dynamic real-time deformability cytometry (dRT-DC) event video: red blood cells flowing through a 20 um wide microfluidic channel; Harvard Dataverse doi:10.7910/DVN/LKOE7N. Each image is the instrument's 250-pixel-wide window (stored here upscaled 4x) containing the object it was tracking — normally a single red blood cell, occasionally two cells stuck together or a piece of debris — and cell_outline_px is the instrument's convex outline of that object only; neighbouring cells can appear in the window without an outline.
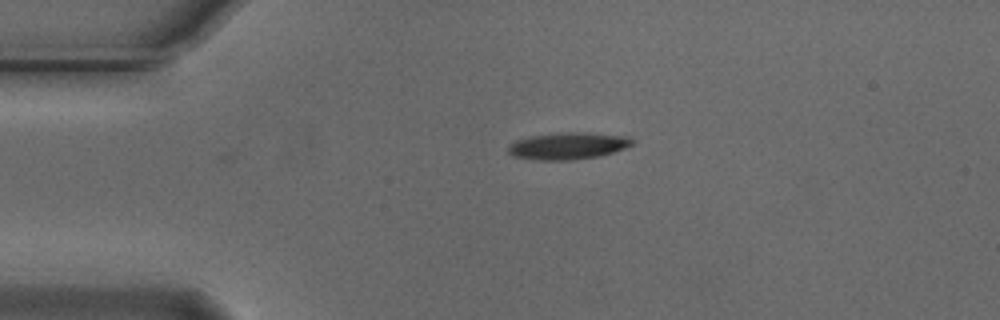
{"species": "Egyptian fruit bat (a non-hibernating species)", "species_latin": "Rousettus aegyptiacus", "temperature_condition": "cold", "stored_images_in_passage": 40, "camera_frame_rate_fps": 3000, "um_per_image_px": 0.085, "animal": {"sex": "male"}, "frame": {"image": 1, "passage_image": 1, "time_ms": 0.0, "image_size_px": [1000, 320], "cell_outline_px": [[636, 140], [632, 144], [624, 148], [600, 156], [568, 160], [540, 160], [512, 156], [508, 152], [508, 148], [516, 140], [532, 136], [560, 132], [588, 132], [628, 136]], "centroid_in_image_um": [48.31, 12.39], "position_along_channel_um": 36.7, "area_um2": 19.42}}
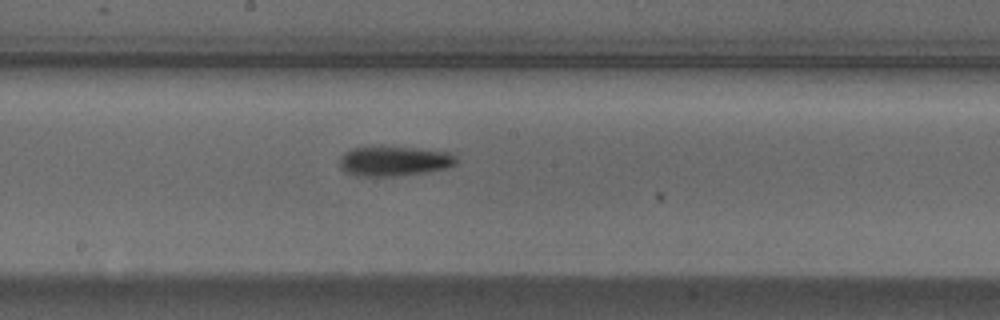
{"frame": {"image": 2, "passage_image": 18, "time_ms": 5.667, "image_size_px": [1000, 320], "cell_outline_px": [[456, 164], [448, 168], [428, 172], [392, 176], [356, 176], [340, 168], [340, 156], [344, 152], [352, 148], [416, 148], [448, 152], [456, 156]], "centroid_in_image_um": [33.52, 13.71], "position_along_channel_um": 214.7, "area_um2": 19.94}}
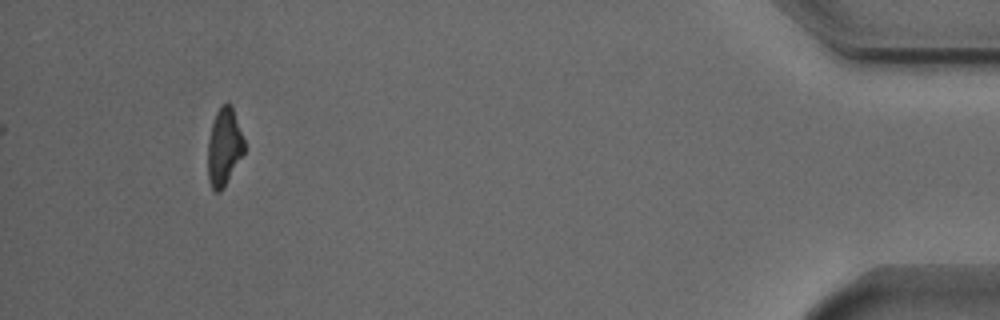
{"frame": {"image": 3, "passage_image": 40, "time_ms": 13.0, "image_size_px": [1000, 320], "cell_outline_px": [[244, 152], [224, 188], [220, 192], [216, 192], [212, 188], [208, 180], [208, 140], [212, 124], [216, 112], [220, 104], [228, 100], [232, 104], [244, 140]], "centroid_in_image_um": [19.05, 12.45], "position_along_channel_um": 416.2, "area_um2": 16.65}, "authors_computed_cell_mechanics": {"area_um2": 18.6694, "velocity_mm_per_s": 3.7391, "shape_relaxation_time_tau1_ms": 2.4567, "shape_relaxation_time_tau2_ms": null, "deformation_change_tau1": 0.1049, "deformation_change_tau2": null}}